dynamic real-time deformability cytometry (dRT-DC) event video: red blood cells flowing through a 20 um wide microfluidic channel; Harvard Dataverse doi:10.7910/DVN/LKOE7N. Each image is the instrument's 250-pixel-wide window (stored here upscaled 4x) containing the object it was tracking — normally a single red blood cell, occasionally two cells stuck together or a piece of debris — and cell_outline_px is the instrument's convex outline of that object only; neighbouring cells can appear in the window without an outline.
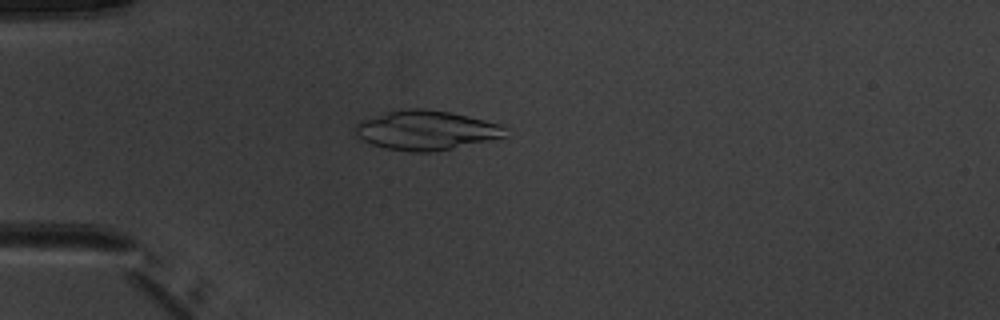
{"species": "common noctule bat (a hibernating species)", "species_latin": "Nyctalus noctula", "temperature_condition": "warm", "stored_images_in_passage": 6, "camera_frame_rate_fps": 3000, "um_per_image_px": 0.085, "animal": {"sex": "male", "body_mass_g": 20.1, "forearm_length_mm": 53.5}, "frame": {"image": 1, "passage_image": 5, "time_ms": 4.667, "image_size_px": [1000, 320], "cell_outline_px": [[508, 136], [452, 148], [432, 152], [408, 152], [388, 148], [372, 144], [356, 136], [352, 128], [360, 120], [388, 112], [404, 108], [424, 108], [448, 112], [468, 116], [500, 124], [508, 128]], "centroid_in_image_um": [36.21, 11.07], "position_along_channel_um": 48.8, "area_um2": 34.51}}